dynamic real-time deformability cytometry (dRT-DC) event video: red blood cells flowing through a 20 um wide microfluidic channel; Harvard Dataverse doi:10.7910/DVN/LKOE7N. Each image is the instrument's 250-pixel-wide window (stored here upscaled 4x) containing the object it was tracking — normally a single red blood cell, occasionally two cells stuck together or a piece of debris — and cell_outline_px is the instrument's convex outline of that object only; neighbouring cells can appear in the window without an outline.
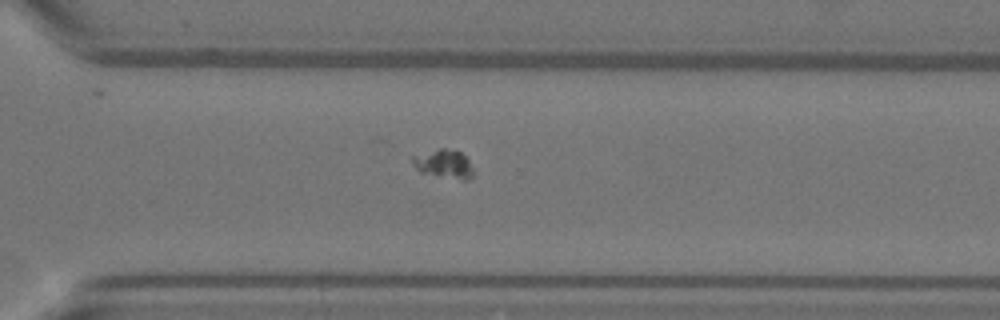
{"species": "Egyptian fruit bat (a non-hibernating species)", "species_latin": "Rousettus aegyptiacus", "temperature_condition": "warm", "stored_images_in_passage": 55, "camera_frame_rate_fps": 3000, "um_per_image_px": 0.085, "animal": {"sex": "female"}, "frame": {"image": 1, "passage_image": 40, "time_ms": 13.0, "image_size_px": [1000, 320], "cell_outline_px": [[476, 172], [468, 180], [464, 180], [440, 176], [420, 172], [412, 164], [412, 156], [440, 148], [444, 148], [460, 152], [468, 160]], "centroid_in_image_um": [37.75, 13.94], "position_along_channel_um": 332.8, "area_um2": 10.12}}
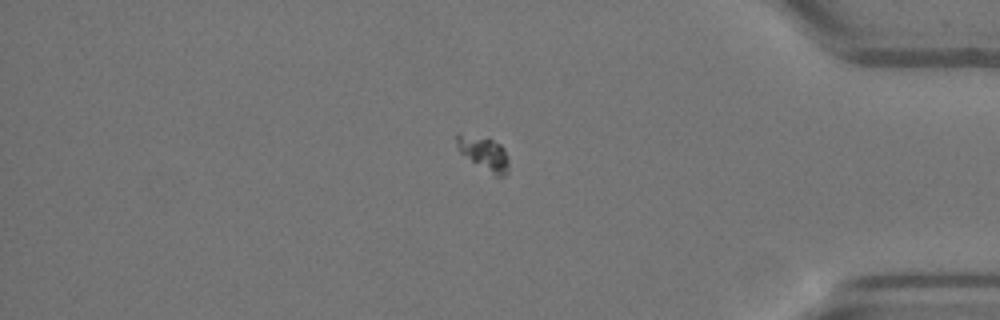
{"frame": {"image": 2, "passage_image": 47, "time_ms": 15.333, "image_size_px": [1000, 320], "cell_outline_px": [[508, 172], [504, 176], [496, 176], [460, 152], [456, 144], [456, 132], [460, 132], [488, 136], [500, 144], [504, 148], [508, 156]], "centroid_in_image_um": [41.13, 12.95], "position_along_channel_um": 394.1, "area_um2": 10.46}}
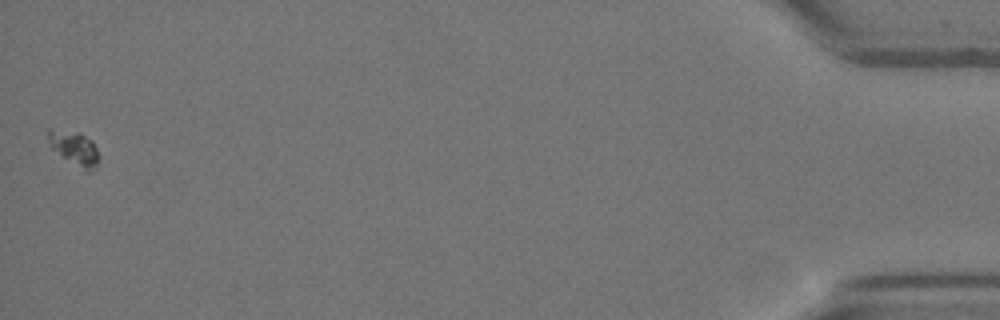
{"frame": {"image": 3, "passage_image": 55, "time_ms": 18.0, "image_size_px": [1000, 320], "cell_outline_px": [[100, 156], [96, 168], [92, 172], [84, 172], [52, 148], [48, 140], [48, 128], [80, 132], [92, 140]], "centroid_in_image_um": [6.37, 12.62], "position_along_channel_um": 428.8, "area_um2": 10.29}}